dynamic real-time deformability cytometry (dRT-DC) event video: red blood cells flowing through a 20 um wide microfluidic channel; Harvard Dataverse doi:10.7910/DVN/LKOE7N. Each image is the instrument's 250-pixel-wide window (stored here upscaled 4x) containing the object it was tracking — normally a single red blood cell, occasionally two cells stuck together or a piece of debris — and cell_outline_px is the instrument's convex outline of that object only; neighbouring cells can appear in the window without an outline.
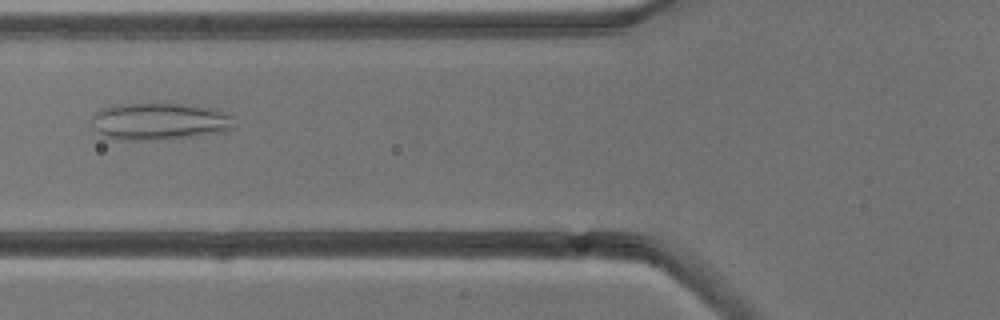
{"species": "common noctule bat (a hibernating species)", "species_latin": "Nyctalus noctula", "temperature_condition": "cold", "stored_images_in_passage": 2, "camera_frame_rate_fps": 3000, "um_per_image_px": 0.085, "animal": {"sex": "male", "body_mass_g": 13.3}, "frame": {"image": 1, "passage_image": 2, "time_ms": 1.0, "image_size_px": [1000, 320], "cell_outline_px": [[236, 124], [228, 132], [152, 140], [128, 140], [104, 136], [96, 128], [92, 120], [92, 112], [116, 104], [180, 104], [216, 108], [224, 112]], "centroid_in_image_um": [13.58, 10.31], "position_along_channel_um": 112.2, "area_um2": 30.52}}